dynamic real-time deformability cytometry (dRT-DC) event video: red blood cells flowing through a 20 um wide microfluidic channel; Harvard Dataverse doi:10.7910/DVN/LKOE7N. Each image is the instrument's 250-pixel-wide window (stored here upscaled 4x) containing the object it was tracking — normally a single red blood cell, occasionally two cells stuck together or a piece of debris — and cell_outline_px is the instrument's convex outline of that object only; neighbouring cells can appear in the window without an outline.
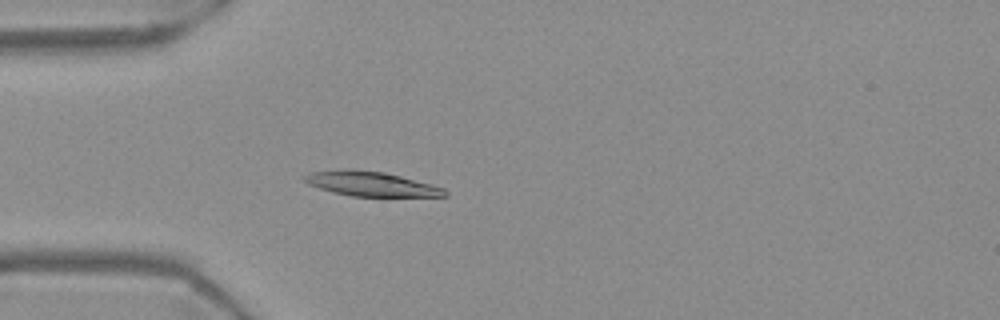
{"species": "Egyptian fruit bat (a non-hibernating species)", "species_latin": "Rousettus aegyptiacus", "temperature_condition": "warm", "stored_images_in_passage": 55, "camera_frame_rate_fps": 3000, "um_per_image_px": 0.085, "frame": {"image": 1, "passage_image": 16, "time_ms": 5.0, "image_size_px": [1000, 320], "cell_outline_px": [[448, 196], [352, 196], [332, 192], [308, 184], [304, 180], [304, 176], [312, 172], [344, 168], [352, 168], [384, 172], [432, 184], [444, 188], [448, 192]], "centroid_in_image_um": [31.54, 15.62], "position_along_channel_um": 53.5, "area_um2": 20.11}}
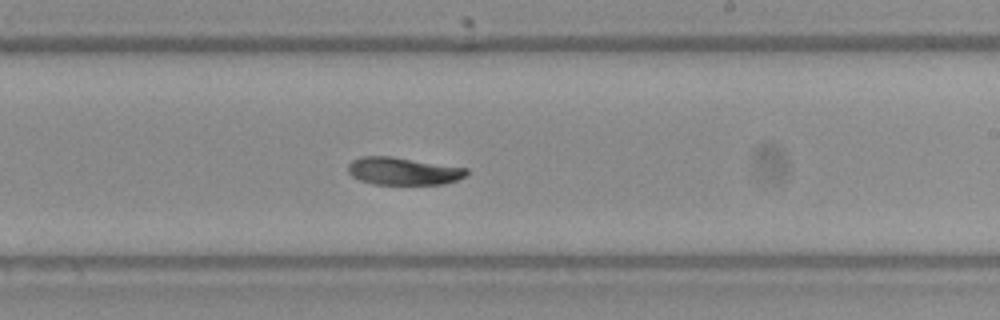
{"frame": {"image": 2, "passage_image": 33, "time_ms": 10.667, "image_size_px": [1000, 320], "cell_outline_px": [[468, 172], [464, 176], [456, 180], [444, 184], [372, 184], [360, 180], [352, 176], [348, 172], [348, 164], [352, 160], [360, 156], [392, 156], [468, 168]], "centroid_in_image_um": [34.24, 14.54], "position_along_channel_um": 254.8, "area_um2": 19.07}}
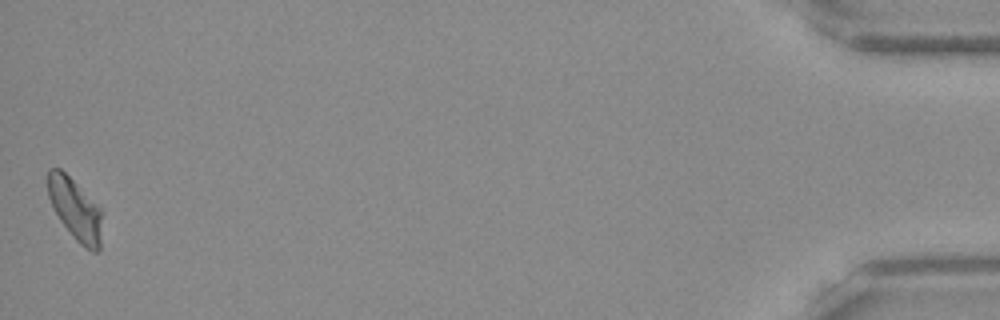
{"frame": {"image": 3, "passage_image": 55, "time_ms": 18.0, "image_size_px": [1000, 320], "cell_outline_px": [[100, 252], [92, 252], [84, 248], [72, 236], [60, 220], [52, 208], [48, 196], [48, 168], [60, 168], [100, 208]], "centroid_in_image_um": [6.36, 17.82], "position_along_channel_um": 428.8, "area_um2": 19.07}, "authors_computed_cell_mechanics": {"area_um2": 20.2878, "velocity_mm_per_s": 3.6843, "shape_relaxation_time_tau1_ms": 3.7399, "shape_relaxation_time_tau2_ms": null, "deformation_change_tau1": 0.1385, "deformation_change_tau2": null}}